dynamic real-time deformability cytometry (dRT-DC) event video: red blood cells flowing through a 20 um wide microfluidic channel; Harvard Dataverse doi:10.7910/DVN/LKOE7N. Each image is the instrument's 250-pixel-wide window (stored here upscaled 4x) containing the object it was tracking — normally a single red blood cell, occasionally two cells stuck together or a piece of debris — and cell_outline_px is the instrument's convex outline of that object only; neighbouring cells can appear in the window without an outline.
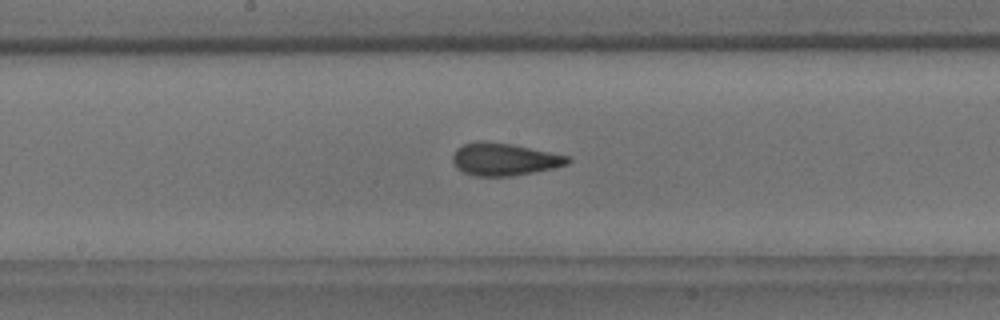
{"species": "common noctule bat (a hibernating species)", "species_latin": "Nyctalus noctula", "temperature_condition": "room temperature", "stored_images_in_passage": 39, "camera_frame_rate_fps": 3000, "um_per_image_px": 0.085, "animal": {"sex": "male", "body_mass_g": 18.8}, "frame": {"image": 1, "passage_image": 13, "time_ms": 4.0, "image_size_px": [1000, 320], "cell_outline_px": [[572, 160], [568, 164], [552, 168], [512, 176], [476, 176], [464, 172], [456, 168], [452, 160], [452, 156], [456, 148], [464, 144], [480, 140], [484, 140], [512, 144], [572, 156]], "centroid_in_image_um": [42.87, 13.52], "position_along_channel_um": 205.3, "area_um2": 21.96}}
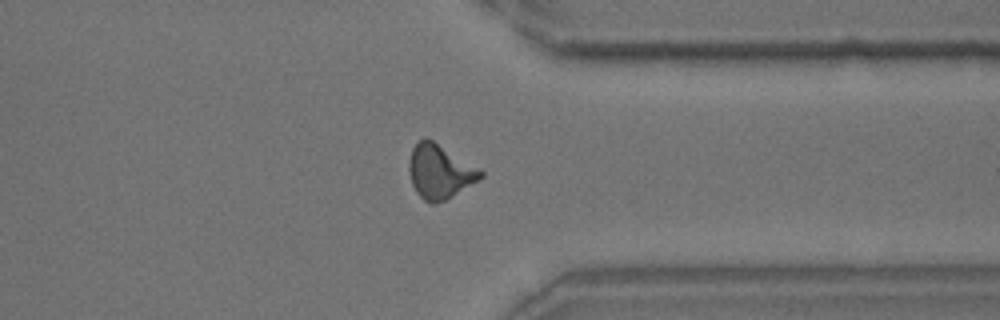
{"frame": {"image": 2, "passage_image": 27, "time_ms": 8.667, "image_size_px": [1000, 320], "cell_outline_px": [[484, 176], [452, 196], [436, 204], [432, 204], [424, 200], [416, 192], [412, 184], [408, 168], [408, 160], [412, 148], [424, 136], [432, 140], [480, 168], [484, 172]], "centroid_in_image_um": [37.36, 14.58], "position_along_channel_um": 374.0, "area_um2": 22.48}}
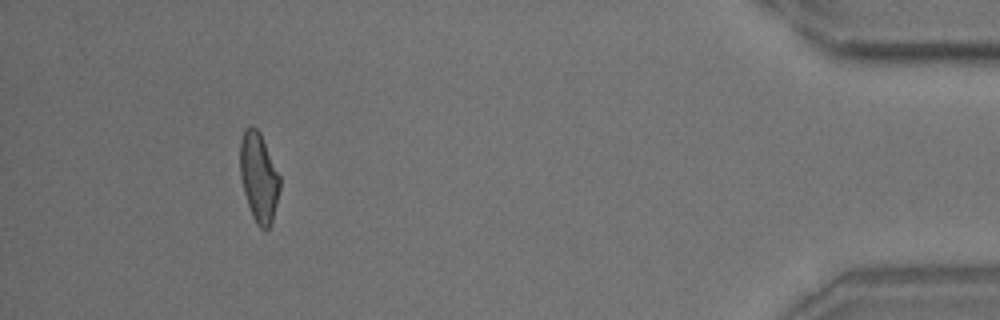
{"frame": {"image": 3, "passage_image": 35, "time_ms": 11.333, "image_size_px": [1000, 320], "cell_outline_px": [[280, 188], [272, 220], [268, 228], [260, 228], [256, 224], [252, 216], [244, 192], [240, 176], [240, 140], [244, 128], [248, 124], [252, 124], [260, 132], [280, 176]], "centroid_in_image_um": [21.98, 15.01], "position_along_channel_um": 413.2, "area_um2": 20.69}, "authors_computed_cell_mechanics": {"area_um2": 21.1548, "velocity_mm_per_s": 3.6912, "shape_relaxation_time_tau1_ms": 4.6685, "shape_relaxation_time_tau2_ms": 1.5054, "deformation_change_tau1": 0.1399, "deformation_change_tau2": 0.0796}}